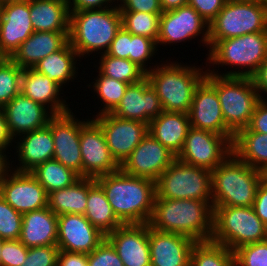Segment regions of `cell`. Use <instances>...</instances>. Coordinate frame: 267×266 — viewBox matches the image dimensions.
Wrapping results in <instances>:
<instances>
[{
  "label": "cell",
  "instance_id": "cell-47",
  "mask_svg": "<svg viewBox=\"0 0 267 266\" xmlns=\"http://www.w3.org/2000/svg\"><path fill=\"white\" fill-rule=\"evenodd\" d=\"M226 0H188V5L193 7L208 24L223 9Z\"/></svg>",
  "mask_w": 267,
  "mask_h": 266
},
{
  "label": "cell",
  "instance_id": "cell-16",
  "mask_svg": "<svg viewBox=\"0 0 267 266\" xmlns=\"http://www.w3.org/2000/svg\"><path fill=\"white\" fill-rule=\"evenodd\" d=\"M175 159L176 155L148 133L120 169L126 174L156 181Z\"/></svg>",
  "mask_w": 267,
  "mask_h": 266
},
{
  "label": "cell",
  "instance_id": "cell-29",
  "mask_svg": "<svg viewBox=\"0 0 267 266\" xmlns=\"http://www.w3.org/2000/svg\"><path fill=\"white\" fill-rule=\"evenodd\" d=\"M188 114L162 111L148 125V132L174 155L182 150L190 128Z\"/></svg>",
  "mask_w": 267,
  "mask_h": 266
},
{
  "label": "cell",
  "instance_id": "cell-19",
  "mask_svg": "<svg viewBox=\"0 0 267 266\" xmlns=\"http://www.w3.org/2000/svg\"><path fill=\"white\" fill-rule=\"evenodd\" d=\"M106 239L115 248L124 266H151L149 224H122Z\"/></svg>",
  "mask_w": 267,
  "mask_h": 266
},
{
  "label": "cell",
  "instance_id": "cell-38",
  "mask_svg": "<svg viewBox=\"0 0 267 266\" xmlns=\"http://www.w3.org/2000/svg\"><path fill=\"white\" fill-rule=\"evenodd\" d=\"M93 84L94 92L101 100L103 108L95 116L111 113L119 104L128 87V83L103 75L100 71Z\"/></svg>",
  "mask_w": 267,
  "mask_h": 266
},
{
  "label": "cell",
  "instance_id": "cell-3",
  "mask_svg": "<svg viewBox=\"0 0 267 266\" xmlns=\"http://www.w3.org/2000/svg\"><path fill=\"white\" fill-rule=\"evenodd\" d=\"M121 27L118 6L70 11L69 43L76 50L79 59L90 56L95 51L103 54L108 51Z\"/></svg>",
  "mask_w": 267,
  "mask_h": 266
},
{
  "label": "cell",
  "instance_id": "cell-6",
  "mask_svg": "<svg viewBox=\"0 0 267 266\" xmlns=\"http://www.w3.org/2000/svg\"><path fill=\"white\" fill-rule=\"evenodd\" d=\"M208 51L206 67L209 63L212 64H208L209 67L237 66L238 69L219 74L218 70L212 67V70L210 68L206 70L208 73L219 76L251 77L267 58V31L216 41Z\"/></svg>",
  "mask_w": 267,
  "mask_h": 266
},
{
  "label": "cell",
  "instance_id": "cell-1",
  "mask_svg": "<svg viewBox=\"0 0 267 266\" xmlns=\"http://www.w3.org/2000/svg\"><path fill=\"white\" fill-rule=\"evenodd\" d=\"M95 180L123 224L149 222L156 197L155 181L126 174L121 169Z\"/></svg>",
  "mask_w": 267,
  "mask_h": 266
},
{
  "label": "cell",
  "instance_id": "cell-5",
  "mask_svg": "<svg viewBox=\"0 0 267 266\" xmlns=\"http://www.w3.org/2000/svg\"><path fill=\"white\" fill-rule=\"evenodd\" d=\"M153 67L146 73V78L156 91L163 111L188 114L195 90L206 78L207 71L174 61Z\"/></svg>",
  "mask_w": 267,
  "mask_h": 266
},
{
  "label": "cell",
  "instance_id": "cell-53",
  "mask_svg": "<svg viewBox=\"0 0 267 266\" xmlns=\"http://www.w3.org/2000/svg\"><path fill=\"white\" fill-rule=\"evenodd\" d=\"M57 266H88L87 254L59 250Z\"/></svg>",
  "mask_w": 267,
  "mask_h": 266
},
{
  "label": "cell",
  "instance_id": "cell-42",
  "mask_svg": "<svg viewBox=\"0 0 267 266\" xmlns=\"http://www.w3.org/2000/svg\"><path fill=\"white\" fill-rule=\"evenodd\" d=\"M22 213L16 211L0 196V238L19 240L22 228Z\"/></svg>",
  "mask_w": 267,
  "mask_h": 266
},
{
  "label": "cell",
  "instance_id": "cell-8",
  "mask_svg": "<svg viewBox=\"0 0 267 266\" xmlns=\"http://www.w3.org/2000/svg\"><path fill=\"white\" fill-rule=\"evenodd\" d=\"M211 241L231 251L267 239V226L253 207L214 206Z\"/></svg>",
  "mask_w": 267,
  "mask_h": 266
},
{
  "label": "cell",
  "instance_id": "cell-9",
  "mask_svg": "<svg viewBox=\"0 0 267 266\" xmlns=\"http://www.w3.org/2000/svg\"><path fill=\"white\" fill-rule=\"evenodd\" d=\"M155 199H192L212 202L211 170L177 158L155 181Z\"/></svg>",
  "mask_w": 267,
  "mask_h": 266
},
{
  "label": "cell",
  "instance_id": "cell-15",
  "mask_svg": "<svg viewBox=\"0 0 267 266\" xmlns=\"http://www.w3.org/2000/svg\"><path fill=\"white\" fill-rule=\"evenodd\" d=\"M71 111L54 114L48 126L54 141L53 159L72 169L82 177V154L80 148L81 120Z\"/></svg>",
  "mask_w": 267,
  "mask_h": 266
},
{
  "label": "cell",
  "instance_id": "cell-46",
  "mask_svg": "<svg viewBox=\"0 0 267 266\" xmlns=\"http://www.w3.org/2000/svg\"><path fill=\"white\" fill-rule=\"evenodd\" d=\"M28 248L19 240H4L1 249V266H21Z\"/></svg>",
  "mask_w": 267,
  "mask_h": 266
},
{
  "label": "cell",
  "instance_id": "cell-10",
  "mask_svg": "<svg viewBox=\"0 0 267 266\" xmlns=\"http://www.w3.org/2000/svg\"><path fill=\"white\" fill-rule=\"evenodd\" d=\"M267 31V6L256 1H226L209 23V48L219 40Z\"/></svg>",
  "mask_w": 267,
  "mask_h": 266
},
{
  "label": "cell",
  "instance_id": "cell-11",
  "mask_svg": "<svg viewBox=\"0 0 267 266\" xmlns=\"http://www.w3.org/2000/svg\"><path fill=\"white\" fill-rule=\"evenodd\" d=\"M232 141L217 133L190 127L176 158L186 164L214 170L231 153Z\"/></svg>",
  "mask_w": 267,
  "mask_h": 266
},
{
  "label": "cell",
  "instance_id": "cell-7",
  "mask_svg": "<svg viewBox=\"0 0 267 266\" xmlns=\"http://www.w3.org/2000/svg\"><path fill=\"white\" fill-rule=\"evenodd\" d=\"M206 79L216 88L227 130L235 136L247 128L261 99L251 77L219 76L206 72Z\"/></svg>",
  "mask_w": 267,
  "mask_h": 266
},
{
  "label": "cell",
  "instance_id": "cell-27",
  "mask_svg": "<svg viewBox=\"0 0 267 266\" xmlns=\"http://www.w3.org/2000/svg\"><path fill=\"white\" fill-rule=\"evenodd\" d=\"M58 216L49 207L23 213L19 241L27 248L57 245Z\"/></svg>",
  "mask_w": 267,
  "mask_h": 266
},
{
  "label": "cell",
  "instance_id": "cell-21",
  "mask_svg": "<svg viewBox=\"0 0 267 266\" xmlns=\"http://www.w3.org/2000/svg\"><path fill=\"white\" fill-rule=\"evenodd\" d=\"M57 230L59 250L87 255L106 238L83 214L59 215Z\"/></svg>",
  "mask_w": 267,
  "mask_h": 266
},
{
  "label": "cell",
  "instance_id": "cell-2",
  "mask_svg": "<svg viewBox=\"0 0 267 266\" xmlns=\"http://www.w3.org/2000/svg\"><path fill=\"white\" fill-rule=\"evenodd\" d=\"M213 216L211 201L155 199L148 224L156 231L177 233L196 242H206L212 237Z\"/></svg>",
  "mask_w": 267,
  "mask_h": 266
},
{
  "label": "cell",
  "instance_id": "cell-52",
  "mask_svg": "<svg viewBox=\"0 0 267 266\" xmlns=\"http://www.w3.org/2000/svg\"><path fill=\"white\" fill-rule=\"evenodd\" d=\"M116 1L118 4V0H67L69 11L105 9L112 7L113 2V5L117 6Z\"/></svg>",
  "mask_w": 267,
  "mask_h": 266
},
{
  "label": "cell",
  "instance_id": "cell-56",
  "mask_svg": "<svg viewBox=\"0 0 267 266\" xmlns=\"http://www.w3.org/2000/svg\"><path fill=\"white\" fill-rule=\"evenodd\" d=\"M8 159L9 158L6 155V150L0 149V184L5 180L8 174L13 170L12 167H10L12 166V162L10 163L9 162L10 160Z\"/></svg>",
  "mask_w": 267,
  "mask_h": 266
},
{
  "label": "cell",
  "instance_id": "cell-58",
  "mask_svg": "<svg viewBox=\"0 0 267 266\" xmlns=\"http://www.w3.org/2000/svg\"><path fill=\"white\" fill-rule=\"evenodd\" d=\"M17 1H22V0H0V5L9 3V2H17Z\"/></svg>",
  "mask_w": 267,
  "mask_h": 266
},
{
  "label": "cell",
  "instance_id": "cell-61",
  "mask_svg": "<svg viewBox=\"0 0 267 266\" xmlns=\"http://www.w3.org/2000/svg\"><path fill=\"white\" fill-rule=\"evenodd\" d=\"M226 1H254V0H226Z\"/></svg>",
  "mask_w": 267,
  "mask_h": 266
},
{
  "label": "cell",
  "instance_id": "cell-59",
  "mask_svg": "<svg viewBox=\"0 0 267 266\" xmlns=\"http://www.w3.org/2000/svg\"><path fill=\"white\" fill-rule=\"evenodd\" d=\"M254 1L267 6V0H254Z\"/></svg>",
  "mask_w": 267,
  "mask_h": 266
},
{
  "label": "cell",
  "instance_id": "cell-23",
  "mask_svg": "<svg viewBox=\"0 0 267 266\" xmlns=\"http://www.w3.org/2000/svg\"><path fill=\"white\" fill-rule=\"evenodd\" d=\"M2 110L13 139L24 133L44 128L54 115L44 105L26 97L21 91L4 105Z\"/></svg>",
  "mask_w": 267,
  "mask_h": 266
},
{
  "label": "cell",
  "instance_id": "cell-31",
  "mask_svg": "<svg viewBox=\"0 0 267 266\" xmlns=\"http://www.w3.org/2000/svg\"><path fill=\"white\" fill-rule=\"evenodd\" d=\"M96 183L93 178L80 177L71 186L48 194V207L57 216L83 214L86 211L89 189Z\"/></svg>",
  "mask_w": 267,
  "mask_h": 266
},
{
  "label": "cell",
  "instance_id": "cell-40",
  "mask_svg": "<svg viewBox=\"0 0 267 266\" xmlns=\"http://www.w3.org/2000/svg\"><path fill=\"white\" fill-rule=\"evenodd\" d=\"M23 69L11 58L0 59V107L9 103L20 92Z\"/></svg>",
  "mask_w": 267,
  "mask_h": 266
},
{
  "label": "cell",
  "instance_id": "cell-34",
  "mask_svg": "<svg viewBox=\"0 0 267 266\" xmlns=\"http://www.w3.org/2000/svg\"><path fill=\"white\" fill-rule=\"evenodd\" d=\"M84 216L105 236L123 224L114 214L103 189L97 183L88 191Z\"/></svg>",
  "mask_w": 267,
  "mask_h": 266
},
{
  "label": "cell",
  "instance_id": "cell-55",
  "mask_svg": "<svg viewBox=\"0 0 267 266\" xmlns=\"http://www.w3.org/2000/svg\"><path fill=\"white\" fill-rule=\"evenodd\" d=\"M14 139L9 133L6 118L2 107H0V149L7 150L10 146H12Z\"/></svg>",
  "mask_w": 267,
  "mask_h": 266
},
{
  "label": "cell",
  "instance_id": "cell-57",
  "mask_svg": "<svg viewBox=\"0 0 267 266\" xmlns=\"http://www.w3.org/2000/svg\"><path fill=\"white\" fill-rule=\"evenodd\" d=\"M188 0H160V6L163 12L173 10L187 5Z\"/></svg>",
  "mask_w": 267,
  "mask_h": 266
},
{
  "label": "cell",
  "instance_id": "cell-32",
  "mask_svg": "<svg viewBox=\"0 0 267 266\" xmlns=\"http://www.w3.org/2000/svg\"><path fill=\"white\" fill-rule=\"evenodd\" d=\"M78 58L76 50L68 41L60 50L40 60L33 69L44 74L63 88L65 83L72 82V79L77 78L78 72L76 71H78V67L76 64L77 61H80Z\"/></svg>",
  "mask_w": 267,
  "mask_h": 266
},
{
  "label": "cell",
  "instance_id": "cell-17",
  "mask_svg": "<svg viewBox=\"0 0 267 266\" xmlns=\"http://www.w3.org/2000/svg\"><path fill=\"white\" fill-rule=\"evenodd\" d=\"M0 196L22 214L48 206L45 188L30 172L12 170L0 184Z\"/></svg>",
  "mask_w": 267,
  "mask_h": 266
},
{
  "label": "cell",
  "instance_id": "cell-18",
  "mask_svg": "<svg viewBox=\"0 0 267 266\" xmlns=\"http://www.w3.org/2000/svg\"><path fill=\"white\" fill-rule=\"evenodd\" d=\"M33 32L29 0L0 5V57L10 58Z\"/></svg>",
  "mask_w": 267,
  "mask_h": 266
},
{
  "label": "cell",
  "instance_id": "cell-37",
  "mask_svg": "<svg viewBox=\"0 0 267 266\" xmlns=\"http://www.w3.org/2000/svg\"><path fill=\"white\" fill-rule=\"evenodd\" d=\"M190 266H235L234 252L211 240L196 242L191 252Z\"/></svg>",
  "mask_w": 267,
  "mask_h": 266
},
{
  "label": "cell",
  "instance_id": "cell-20",
  "mask_svg": "<svg viewBox=\"0 0 267 266\" xmlns=\"http://www.w3.org/2000/svg\"><path fill=\"white\" fill-rule=\"evenodd\" d=\"M188 117L191 127L224 135L233 142L234 136L227 130L217 90L206 78L195 90Z\"/></svg>",
  "mask_w": 267,
  "mask_h": 266
},
{
  "label": "cell",
  "instance_id": "cell-50",
  "mask_svg": "<svg viewBox=\"0 0 267 266\" xmlns=\"http://www.w3.org/2000/svg\"><path fill=\"white\" fill-rule=\"evenodd\" d=\"M247 128L250 131L267 134V100L260 99Z\"/></svg>",
  "mask_w": 267,
  "mask_h": 266
},
{
  "label": "cell",
  "instance_id": "cell-39",
  "mask_svg": "<svg viewBox=\"0 0 267 266\" xmlns=\"http://www.w3.org/2000/svg\"><path fill=\"white\" fill-rule=\"evenodd\" d=\"M122 27L134 35L146 36L156 43L159 33V21L162 13L120 11Z\"/></svg>",
  "mask_w": 267,
  "mask_h": 266
},
{
  "label": "cell",
  "instance_id": "cell-45",
  "mask_svg": "<svg viewBox=\"0 0 267 266\" xmlns=\"http://www.w3.org/2000/svg\"><path fill=\"white\" fill-rule=\"evenodd\" d=\"M88 266H124L115 248L105 238L87 255Z\"/></svg>",
  "mask_w": 267,
  "mask_h": 266
},
{
  "label": "cell",
  "instance_id": "cell-33",
  "mask_svg": "<svg viewBox=\"0 0 267 266\" xmlns=\"http://www.w3.org/2000/svg\"><path fill=\"white\" fill-rule=\"evenodd\" d=\"M232 150L241 161L267 174V134L244 128L234 136Z\"/></svg>",
  "mask_w": 267,
  "mask_h": 266
},
{
  "label": "cell",
  "instance_id": "cell-54",
  "mask_svg": "<svg viewBox=\"0 0 267 266\" xmlns=\"http://www.w3.org/2000/svg\"><path fill=\"white\" fill-rule=\"evenodd\" d=\"M254 86L260 95V98L264 99L261 95L267 94V58L262 62L257 71L251 76Z\"/></svg>",
  "mask_w": 267,
  "mask_h": 266
},
{
  "label": "cell",
  "instance_id": "cell-24",
  "mask_svg": "<svg viewBox=\"0 0 267 266\" xmlns=\"http://www.w3.org/2000/svg\"><path fill=\"white\" fill-rule=\"evenodd\" d=\"M195 243L190 237L149 227L151 266H190Z\"/></svg>",
  "mask_w": 267,
  "mask_h": 266
},
{
  "label": "cell",
  "instance_id": "cell-22",
  "mask_svg": "<svg viewBox=\"0 0 267 266\" xmlns=\"http://www.w3.org/2000/svg\"><path fill=\"white\" fill-rule=\"evenodd\" d=\"M163 111L156 91L149 80L128 85L124 96L111 114L130 120H137L149 125Z\"/></svg>",
  "mask_w": 267,
  "mask_h": 266
},
{
  "label": "cell",
  "instance_id": "cell-41",
  "mask_svg": "<svg viewBox=\"0 0 267 266\" xmlns=\"http://www.w3.org/2000/svg\"><path fill=\"white\" fill-rule=\"evenodd\" d=\"M157 44L153 39L146 36L134 35L130 33V52L129 59L141 67L146 73L153 69L152 66L149 68L148 61L155 53H157ZM147 61V62H146ZM147 63V65H146Z\"/></svg>",
  "mask_w": 267,
  "mask_h": 266
},
{
  "label": "cell",
  "instance_id": "cell-36",
  "mask_svg": "<svg viewBox=\"0 0 267 266\" xmlns=\"http://www.w3.org/2000/svg\"><path fill=\"white\" fill-rule=\"evenodd\" d=\"M98 70L105 76L135 84L146 78V72L130 59L116 58L106 53L101 54Z\"/></svg>",
  "mask_w": 267,
  "mask_h": 266
},
{
  "label": "cell",
  "instance_id": "cell-25",
  "mask_svg": "<svg viewBox=\"0 0 267 266\" xmlns=\"http://www.w3.org/2000/svg\"><path fill=\"white\" fill-rule=\"evenodd\" d=\"M19 138V139H18ZM20 140V141H19ZM18 141V142H16ZM18 156L19 167L12 169L18 172H31L37 166L53 159L54 141L51 128L47 125L44 128L24 133L14 140Z\"/></svg>",
  "mask_w": 267,
  "mask_h": 266
},
{
  "label": "cell",
  "instance_id": "cell-43",
  "mask_svg": "<svg viewBox=\"0 0 267 266\" xmlns=\"http://www.w3.org/2000/svg\"><path fill=\"white\" fill-rule=\"evenodd\" d=\"M235 266H267V239L234 251Z\"/></svg>",
  "mask_w": 267,
  "mask_h": 266
},
{
  "label": "cell",
  "instance_id": "cell-49",
  "mask_svg": "<svg viewBox=\"0 0 267 266\" xmlns=\"http://www.w3.org/2000/svg\"><path fill=\"white\" fill-rule=\"evenodd\" d=\"M129 52L130 32L121 27L106 54L116 58L129 59Z\"/></svg>",
  "mask_w": 267,
  "mask_h": 266
},
{
  "label": "cell",
  "instance_id": "cell-4",
  "mask_svg": "<svg viewBox=\"0 0 267 266\" xmlns=\"http://www.w3.org/2000/svg\"><path fill=\"white\" fill-rule=\"evenodd\" d=\"M266 174L241 161L233 152L211 171L212 206L252 207Z\"/></svg>",
  "mask_w": 267,
  "mask_h": 266
},
{
  "label": "cell",
  "instance_id": "cell-44",
  "mask_svg": "<svg viewBox=\"0 0 267 266\" xmlns=\"http://www.w3.org/2000/svg\"><path fill=\"white\" fill-rule=\"evenodd\" d=\"M58 254L57 245L31 247L21 266H57Z\"/></svg>",
  "mask_w": 267,
  "mask_h": 266
},
{
  "label": "cell",
  "instance_id": "cell-14",
  "mask_svg": "<svg viewBox=\"0 0 267 266\" xmlns=\"http://www.w3.org/2000/svg\"><path fill=\"white\" fill-rule=\"evenodd\" d=\"M94 118L104 132L112 157L119 165L127 159L149 133L148 124L141 121L123 119L111 113Z\"/></svg>",
  "mask_w": 267,
  "mask_h": 266
},
{
  "label": "cell",
  "instance_id": "cell-30",
  "mask_svg": "<svg viewBox=\"0 0 267 266\" xmlns=\"http://www.w3.org/2000/svg\"><path fill=\"white\" fill-rule=\"evenodd\" d=\"M29 4L34 31L69 32L67 0H29Z\"/></svg>",
  "mask_w": 267,
  "mask_h": 266
},
{
  "label": "cell",
  "instance_id": "cell-28",
  "mask_svg": "<svg viewBox=\"0 0 267 266\" xmlns=\"http://www.w3.org/2000/svg\"><path fill=\"white\" fill-rule=\"evenodd\" d=\"M69 32L34 31L10 57L22 69L34 66L49 54L60 50L69 41Z\"/></svg>",
  "mask_w": 267,
  "mask_h": 266
},
{
  "label": "cell",
  "instance_id": "cell-48",
  "mask_svg": "<svg viewBox=\"0 0 267 266\" xmlns=\"http://www.w3.org/2000/svg\"><path fill=\"white\" fill-rule=\"evenodd\" d=\"M120 11H137L145 13H163L160 0H118Z\"/></svg>",
  "mask_w": 267,
  "mask_h": 266
},
{
  "label": "cell",
  "instance_id": "cell-60",
  "mask_svg": "<svg viewBox=\"0 0 267 266\" xmlns=\"http://www.w3.org/2000/svg\"><path fill=\"white\" fill-rule=\"evenodd\" d=\"M4 240L0 238V266H1V249H2V244Z\"/></svg>",
  "mask_w": 267,
  "mask_h": 266
},
{
  "label": "cell",
  "instance_id": "cell-12",
  "mask_svg": "<svg viewBox=\"0 0 267 266\" xmlns=\"http://www.w3.org/2000/svg\"><path fill=\"white\" fill-rule=\"evenodd\" d=\"M86 120H81L80 134L82 177L96 179L116 172L120 165L112 157L100 125L93 117Z\"/></svg>",
  "mask_w": 267,
  "mask_h": 266
},
{
  "label": "cell",
  "instance_id": "cell-26",
  "mask_svg": "<svg viewBox=\"0 0 267 266\" xmlns=\"http://www.w3.org/2000/svg\"><path fill=\"white\" fill-rule=\"evenodd\" d=\"M63 88L33 68L23 69L20 91L35 102L48 108L53 114L71 111L60 94ZM60 95V96H59ZM61 98V99H60Z\"/></svg>",
  "mask_w": 267,
  "mask_h": 266
},
{
  "label": "cell",
  "instance_id": "cell-13",
  "mask_svg": "<svg viewBox=\"0 0 267 266\" xmlns=\"http://www.w3.org/2000/svg\"><path fill=\"white\" fill-rule=\"evenodd\" d=\"M202 38L200 42L209 48V24L190 5L165 11L160 15L158 45L181 43L194 39L196 36Z\"/></svg>",
  "mask_w": 267,
  "mask_h": 266
},
{
  "label": "cell",
  "instance_id": "cell-51",
  "mask_svg": "<svg viewBox=\"0 0 267 266\" xmlns=\"http://www.w3.org/2000/svg\"><path fill=\"white\" fill-rule=\"evenodd\" d=\"M252 207L255 214L267 226V177L260 182Z\"/></svg>",
  "mask_w": 267,
  "mask_h": 266
},
{
  "label": "cell",
  "instance_id": "cell-35",
  "mask_svg": "<svg viewBox=\"0 0 267 266\" xmlns=\"http://www.w3.org/2000/svg\"><path fill=\"white\" fill-rule=\"evenodd\" d=\"M47 194L71 186L80 176L55 159L47 160L30 172Z\"/></svg>",
  "mask_w": 267,
  "mask_h": 266
}]
</instances>
